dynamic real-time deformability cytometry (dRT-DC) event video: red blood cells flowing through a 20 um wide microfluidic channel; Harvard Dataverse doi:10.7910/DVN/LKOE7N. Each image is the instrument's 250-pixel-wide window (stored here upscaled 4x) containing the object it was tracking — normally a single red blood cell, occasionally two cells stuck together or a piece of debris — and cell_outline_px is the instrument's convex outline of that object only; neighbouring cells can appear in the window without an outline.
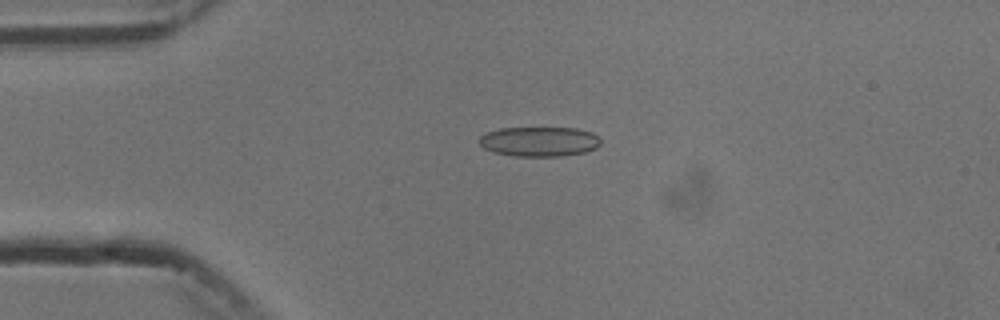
{"species": "common noctule bat (a hibernating species)", "species_latin": "Nyctalus noctula", "temperature_condition": "cold", "stored_images_in_passage": 5, "camera_frame_rate_fps": 3000, "um_per_image_px": 0.085, "animal": {"sex": "male", "body_mass_g": 13.3}, "frame": {"image": 1, "passage_image": 3, "time_ms": 3.0, "image_size_px": [1000, 320], "cell_outline_px": [[600, 144], [596, 148], [584, 152], [560, 156], [516, 156], [492, 152], [484, 148], [480, 144], [480, 136], [484, 132], [500, 128], [576, 128], [592, 132], [600, 140]], "centroid_in_image_um": [45.81, 12.02], "position_along_channel_um": 39.2, "area_um2": 21.04}}
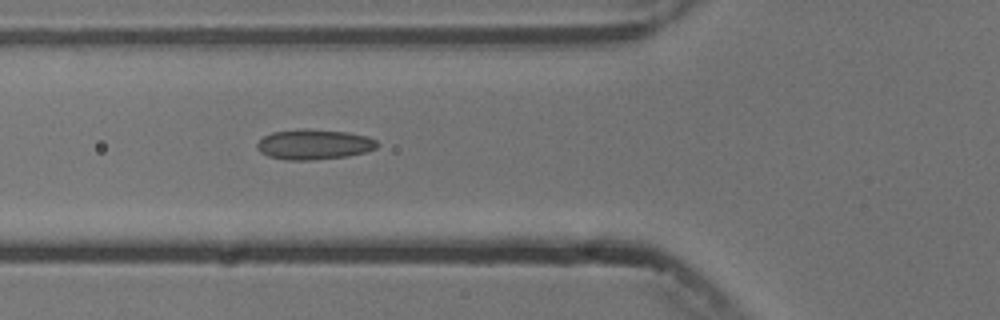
{"frame": {"image": 2, "passage_image": 5, "time_ms": 5.333, "image_size_px": [1000, 320], "cell_outline_px": [[376, 148], [364, 152], [348, 156], [312, 160], [284, 160], [268, 156], [260, 152], [256, 148], [256, 144], [264, 136], [272, 132], [300, 128], [348, 132], [368, 136], [376, 140]], "centroid_in_image_um": [26.65, 12.27], "position_along_channel_um": 99.1, "area_um2": 21.21}}